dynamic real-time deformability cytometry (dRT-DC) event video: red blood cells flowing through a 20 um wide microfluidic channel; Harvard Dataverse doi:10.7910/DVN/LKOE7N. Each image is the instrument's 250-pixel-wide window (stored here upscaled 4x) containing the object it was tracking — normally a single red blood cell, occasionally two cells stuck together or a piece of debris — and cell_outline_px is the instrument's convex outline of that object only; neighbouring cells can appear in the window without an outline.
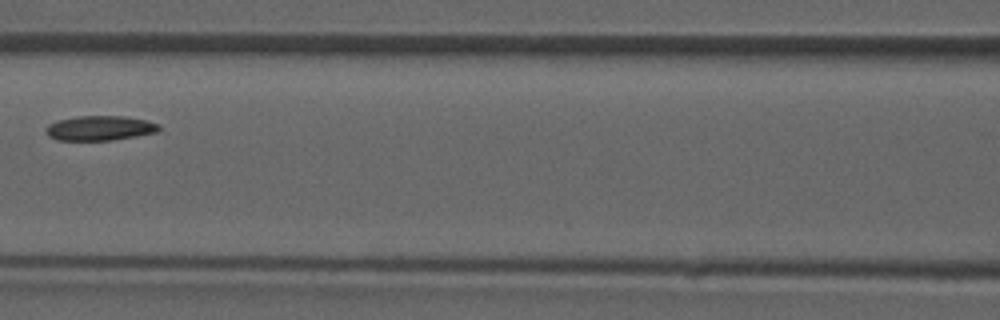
{"species": "common noctule bat (a hibernating species)", "species_latin": "Nyctalus noctula", "temperature_condition": "room temperature", "stored_images_in_passage": 7, "camera_frame_rate_fps": 3000, "um_per_image_px": 0.085, "animal": {"sex": "male", "forearm_length_mm": 52.5}, "frame": {"image": 1, "passage_image": 7, "time_ms": 7.667, "image_size_px": [1000, 320], "cell_outline_px": [[160, 132], [112, 140], [56, 140], [48, 136], [44, 132], [44, 128], [48, 124], [56, 120], [76, 116], [124, 116], [144, 120], [160, 124]], "centroid_in_image_um": [8.45, 10.89], "position_along_channel_um": 158.2, "area_um2": 16.53}}